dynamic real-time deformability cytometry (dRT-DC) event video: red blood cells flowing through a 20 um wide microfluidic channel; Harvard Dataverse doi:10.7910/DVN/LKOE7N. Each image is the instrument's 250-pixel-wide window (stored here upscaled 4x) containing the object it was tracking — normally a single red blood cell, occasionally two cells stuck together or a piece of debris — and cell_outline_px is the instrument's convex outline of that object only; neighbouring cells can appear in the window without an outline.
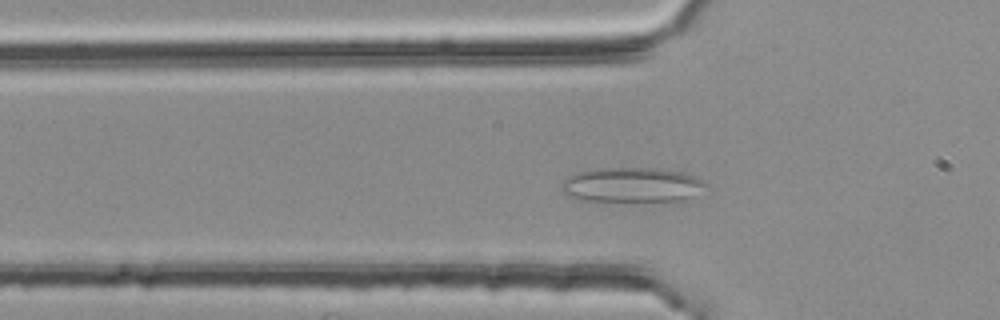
{"species": "common noctule bat (a hibernating species)", "species_latin": "Nyctalus noctula", "temperature_condition": "room temperature", "stored_images_in_passage": 45, "camera_frame_rate_fps": 3000, "um_per_image_px": 0.085, "animal": {"sex": "female", "body_mass_g": 25.1}, "frame": {"image": 1, "passage_image": 12, "time_ms": 3.667, "image_size_px": [1000, 320], "cell_outline_px": [[708, 184], [692, 196], [676, 204], [580, 200], [568, 196], [560, 192], [560, 184], [568, 176], [580, 172], [596, 168], [660, 168], [684, 172], [696, 176], [704, 180]], "centroid_in_image_um": [53.75, 15.76], "position_along_channel_um": 72.0, "area_um2": 30.63}}
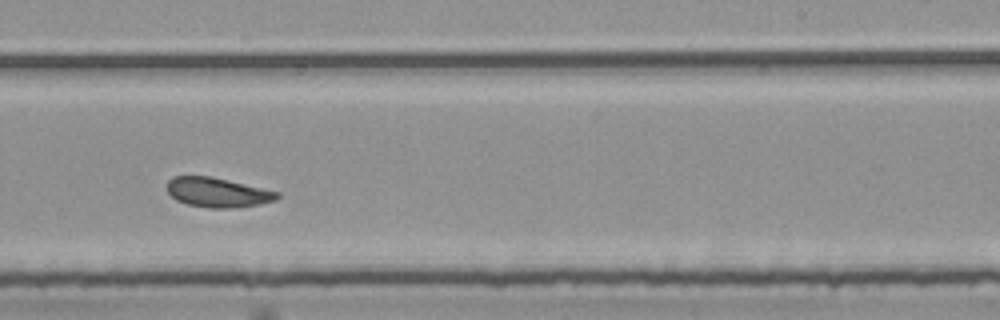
{"frame": {"image": 2, "passage_image": 28, "time_ms": 9.0, "image_size_px": [1000, 320], "cell_outline_px": [[280, 196], [276, 200], [260, 204], [232, 208], [208, 208], [188, 204], [176, 200], [168, 192], [168, 180], [172, 176], [208, 176], [280, 192]], "centroid_in_image_um": [18.49, 16.36], "position_along_channel_um": 270.5, "area_um2": 18.79}}
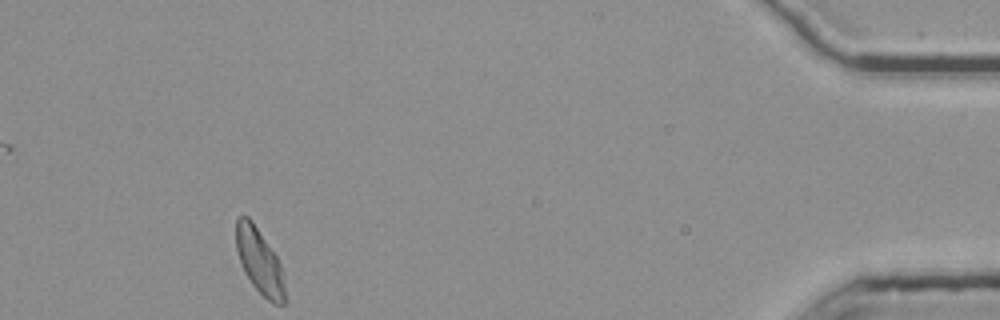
{"frame": {"image": 3, "passage_image": 45, "time_ms": 14.667, "image_size_px": [1000, 320], "cell_outline_px": [[284, 304], [272, 304], [252, 284], [244, 272], [236, 248], [236, 216], [248, 216], [252, 220], [276, 256], [280, 264], [284, 288]], "centroid_in_image_um": [22.02, 22.17], "position_along_channel_um": 413.2, "area_um2": 18.15}, "authors_computed_cell_mechanics": {"area_um2": 19.652, "velocity_mm_per_s": 3.7192, "shape_relaxation_time_tau1_ms": null, "shape_relaxation_time_tau2_ms": 2.5652, "deformation_change_tau1": null, "deformation_change_tau2": 0.0925}}